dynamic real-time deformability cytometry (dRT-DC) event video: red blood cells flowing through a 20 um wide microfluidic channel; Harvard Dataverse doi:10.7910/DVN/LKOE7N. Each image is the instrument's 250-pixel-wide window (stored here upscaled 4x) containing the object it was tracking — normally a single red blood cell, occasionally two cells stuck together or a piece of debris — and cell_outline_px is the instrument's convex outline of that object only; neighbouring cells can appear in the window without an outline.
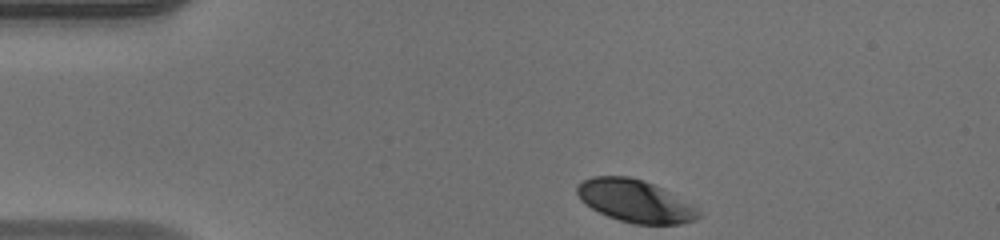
{"species": "human", "species_latin": "Homo sapiens", "temperature_condition": "warm", "stored_images_in_passage": 35, "camera_frame_rate_fps": 3000, "um_per_image_px": 0.085, "donor": {"sex": "male"}, "frame": {"image": 1, "passage_image": 1, "time_ms": 0.0, "image_size_px": [1000, 240], "cell_outline_px": [[704, 216], [696, 220], [680, 224], [636, 224], [620, 220], [608, 216], [592, 208], [580, 200], [576, 192], [576, 184], [592, 176], [628, 176], [644, 180], [668, 192], [696, 208]], "centroid_in_image_um": [53.96, 17.09], "position_along_channel_um": 31.0, "area_um2": 29.77}}
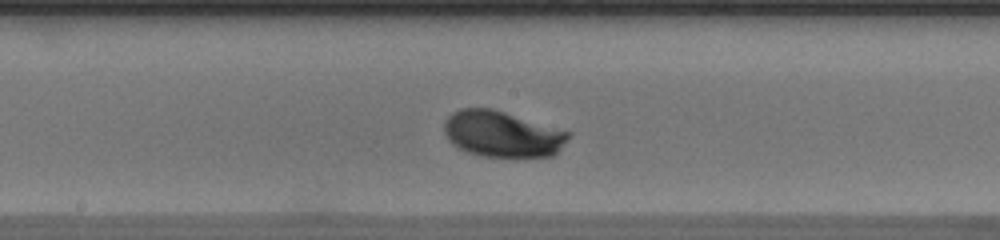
{"frame": {"image": 2, "passage_image": 18, "time_ms": 5.667, "image_size_px": [1000, 240], "cell_outline_px": [[572, 132], [560, 148], [552, 156], [484, 156], [468, 152], [456, 148], [448, 140], [444, 132], [444, 120], [452, 112], [460, 108], [492, 108]], "centroid_in_image_um": [42.64, 11.37], "position_along_channel_um": 205.6, "area_um2": 33.23}}
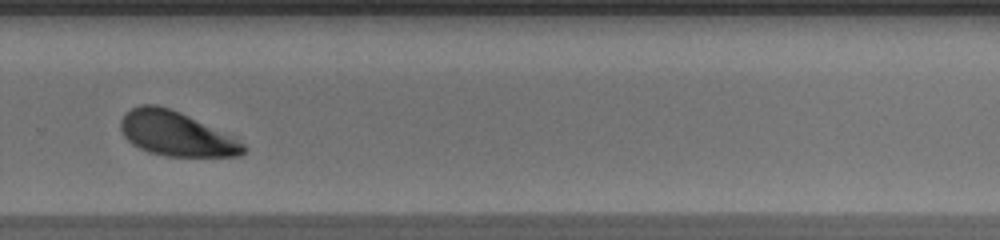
{"frame": {"image": 3, "passage_image": 26, "time_ms": 8.333, "image_size_px": [1000, 240], "cell_outline_px": [[248, 152], [240, 156], [164, 156], [148, 152], [132, 144], [124, 136], [120, 128], [120, 120], [124, 112], [140, 104], [156, 104], [180, 112], [244, 144], [248, 148]], "centroid_in_image_um": [14.9, 11.38], "position_along_channel_um": 314.9, "area_um2": 31.39}, "authors_computed_cell_mechanics": {"area_um2": 32.1368, "velocity_mm_per_s": 4.1109, "shape_relaxation_time_tau1_ms": 1.7304, "shape_relaxation_time_tau2_ms": null, "deformation_change_tau1": 0.1219, "deformation_change_tau2": null}}